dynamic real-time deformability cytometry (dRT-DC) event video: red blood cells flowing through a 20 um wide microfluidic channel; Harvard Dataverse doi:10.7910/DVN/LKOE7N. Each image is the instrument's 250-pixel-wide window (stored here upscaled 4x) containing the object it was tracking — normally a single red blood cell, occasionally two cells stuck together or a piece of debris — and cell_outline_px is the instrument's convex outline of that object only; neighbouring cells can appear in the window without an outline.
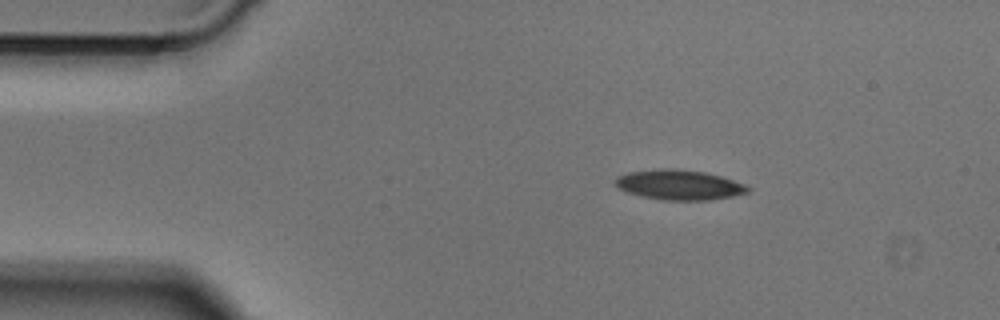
{"species": "Egyptian fruit bat (a non-hibernating species)", "species_latin": "Rousettus aegyptiacus", "temperature_condition": "cold", "stored_images_in_passage": 14, "camera_frame_rate_fps": 3000, "um_per_image_px": 0.085, "animal": {"sex": "male"}, "frame": {"image": 1, "passage_image": 7, "time_ms": 2.0, "image_size_px": [1000, 320], "cell_outline_px": [[752, 188], [748, 192], [732, 196], [708, 200], [664, 200], [644, 196], [628, 192], [612, 184], [612, 180], [616, 176], [628, 172], [660, 168], [676, 168], [704, 172], [720, 176], [744, 184]], "centroid_in_image_um": [57.69, 15.7], "position_along_channel_um": 27.3, "area_um2": 23.18}}